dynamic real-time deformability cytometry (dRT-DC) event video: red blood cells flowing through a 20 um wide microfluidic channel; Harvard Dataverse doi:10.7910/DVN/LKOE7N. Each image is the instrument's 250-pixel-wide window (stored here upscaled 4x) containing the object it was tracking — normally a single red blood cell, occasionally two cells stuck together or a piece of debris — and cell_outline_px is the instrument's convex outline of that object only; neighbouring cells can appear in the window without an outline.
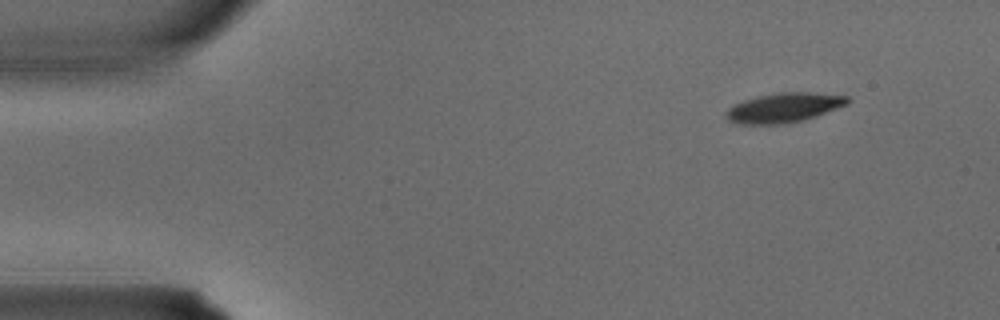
{"species": "common noctule bat (a hibernating species)", "species_latin": "Nyctalus noctula", "temperature_condition": "warm", "stored_images_in_passage": 4, "segment_of_instrument_passage": [2, 2], "camera_frame_rate_fps": 3000, "um_per_image_px": 0.085, "animal": {"sex": "male", "body_mass_g": 15.6}, "frame": {"image": 1, "passage_image": 4, "time_ms": 1.0, "image_size_px": [1000, 320], "cell_outline_px": [[852, 100], [848, 104], [800, 120], [780, 124], [736, 124], [728, 120], [724, 116], [724, 112], [732, 104], [756, 96], [780, 92], [808, 92], [848, 96]], "centroid_in_image_um": [66.55, 9.14], "position_along_channel_um": 18.5, "area_um2": 20.81}}